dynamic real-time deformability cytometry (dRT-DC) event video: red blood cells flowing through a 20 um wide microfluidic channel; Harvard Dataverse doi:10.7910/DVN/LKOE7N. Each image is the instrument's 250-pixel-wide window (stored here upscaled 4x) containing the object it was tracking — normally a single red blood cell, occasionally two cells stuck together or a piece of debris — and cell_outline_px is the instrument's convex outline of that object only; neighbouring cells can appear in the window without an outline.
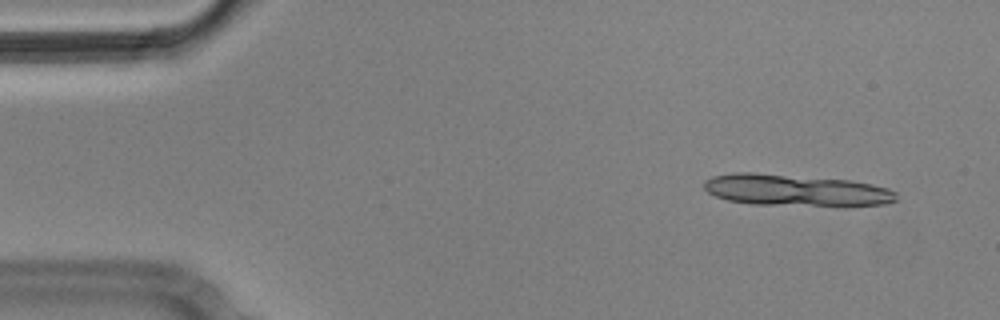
{"species": "Egyptian fruit bat (a non-hibernating species)", "species_latin": "Rousettus aegyptiacus", "temperature_condition": "cold", "stored_images_in_passage": 12, "segment_of_instrument_passage": [1, 2], "camera_frame_rate_fps": 3000, "um_per_image_px": 0.085, "animal": {"sex": "male"}, "frame": {"image": 1, "passage_image": 1, "time_ms": 0.0, "image_size_px": [1000, 320], "cell_outline_px": [[900, 200], [888, 204], [844, 208], [752, 204], [728, 200], [716, 196], [708, 192], [704, 188], [704, 180], [712, 176], [732, 172], [756, 172], [848, 180], [872, 184], [888, 188], [896, 192]], "centroid_in_image_um": [67.75, 16.2], "position_along_channel_um": 17.3, "area_um2": 36.88}}